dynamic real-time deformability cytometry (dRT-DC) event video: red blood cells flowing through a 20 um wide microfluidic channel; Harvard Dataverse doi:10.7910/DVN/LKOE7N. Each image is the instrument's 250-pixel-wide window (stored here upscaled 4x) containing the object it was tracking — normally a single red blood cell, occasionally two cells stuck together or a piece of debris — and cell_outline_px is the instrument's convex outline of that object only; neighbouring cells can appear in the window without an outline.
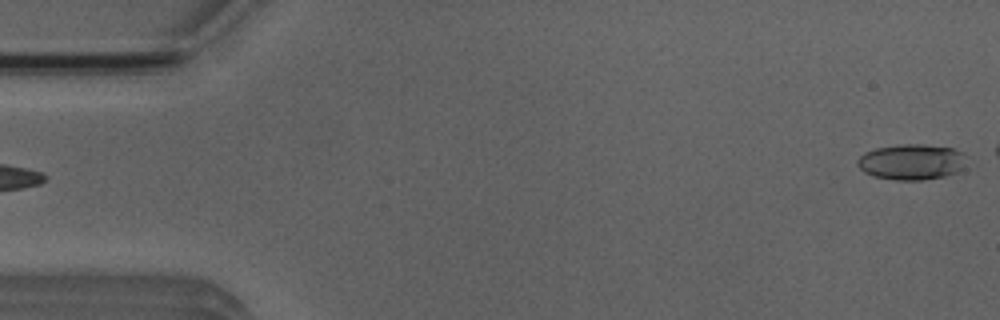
{"species": "Egyptian fruit bat (a non-hibernating species)", "species_latin": "Rousettus aegyptiacus", "temperature_condition": "room temperature", "stored_images_in_passage": 4, "camera_frame_rate_fps": 3000, "um_per_image_px": 0.085, "animal": {"sex": "male"}, "frame": {"image": 1, "passage_image": 4, "time_ms": 4.333, "image_size_px": [1000, 320], "cell_outline_px": [[964, 168], [956, 172], [944, 176], [924, 180], [896, 180], [872, 176], [864, 172], [856, 164], [856, 160], [864, 152], [876, 148], [896, 144], [924, 144], [952, 148], [964, 152]], "centroid_in_image_um": [77.45, 13.76], "position_along_channel_um": 7.5, "area_um2": 22.89}}